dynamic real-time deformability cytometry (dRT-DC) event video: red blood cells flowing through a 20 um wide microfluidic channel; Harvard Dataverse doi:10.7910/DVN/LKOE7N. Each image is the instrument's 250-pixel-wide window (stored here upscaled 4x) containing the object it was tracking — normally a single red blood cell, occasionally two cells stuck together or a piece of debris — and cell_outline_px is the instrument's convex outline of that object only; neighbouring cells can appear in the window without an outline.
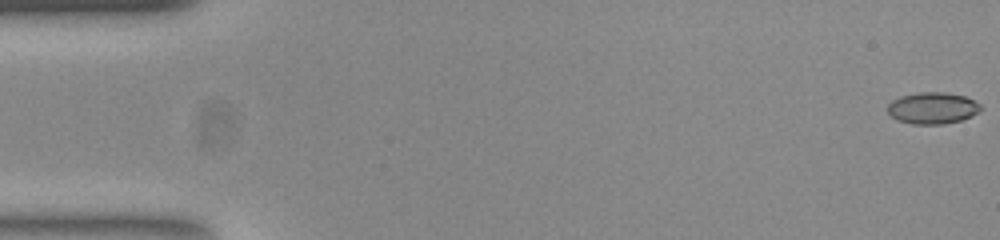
{"species": "common noctule bat (a hibernating species)", "species_latin": "Nyctalus noctula", "temperature_condition": "room temperature", "stored_images_in_passage": 48, "camera_frame_rate_fps": 3000, "um_per_image_px": 0.085, "animal": {"sex": "female", "body_mass_g": 23.0, "forearm_length_mm": 53.4}, "frame": {"image": 1, "passage_image": 1, "time_ms": 0.0, "image_size_px": [1000, 240], "cell_outline_px": [[984, 108], [960, 120], [944, 124], [912, 124], [900, 120], [892, 116], [888, 112], [888, 104], [892, 100], [900, 96], [920, 92], [944, 92], [964, 96], [980, 104]], "centroid_in_image_um": [79.25, 9.17], "position_along_channel_um": 5.7, "area_um2": 16.88}}
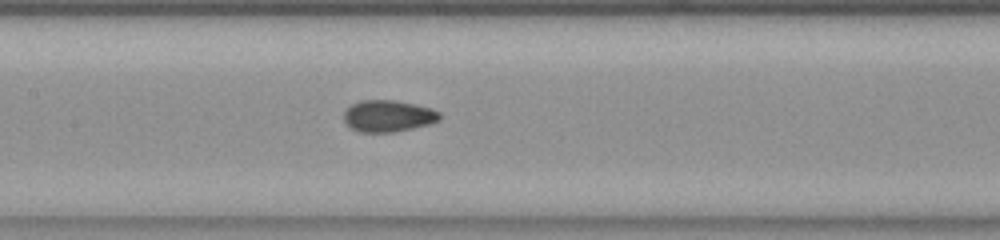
{"frame": {"image": 2, "passage_image": 26, "time_ms": 8.333, "image_size_px": [1000, 240], "cell_outline_px": [[440, 120], [428, 124], [412, 128], [392, 132], [360, 132], [352, 128], [344, 120], [344, 112], [352, 104], [360, 100], [396, 100], [416, 104], [432, 108], [440, 112]], "centroid_in_image_um": [33.01, 9.84], "position_along_channel_um": 174.4, "area_um2": 17.63}}
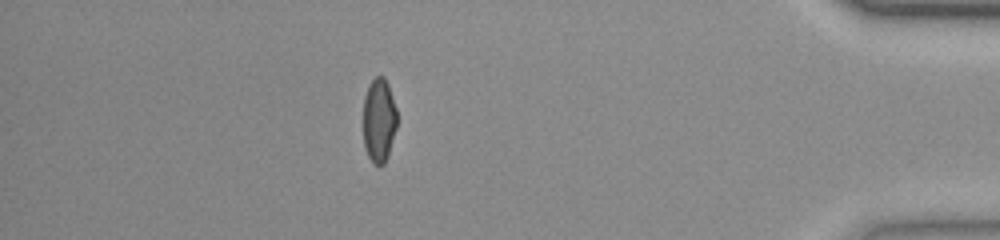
{"frame": {"image": 3, "passage_image": 48, "time_ms": 15.667, "image_size_px": [1000, 240], "cell_outline_px": [[396, 128], [388, 156], [384, 164], [376, 164], [368, 156], [364, 148], [364, 96], [368, 84], [376, 76], [384, 76], [388, 84], [396, 108]], "centroid_in_image_um": [32.21, 10.2], "position_along_channel_um": 403.0, "area_um2": 16.47}, "authors_computed_cell_mechanics": {"area_um2": 17.3978, "velocity_mm_per_s": 3.7815, "shape_relaxation_time_tau1_ms": null, "shape_relaxation_time_tau2_ms": 1.5479, "deformation_change_tau1": null, "deformation_change_tau2": 0.06}}